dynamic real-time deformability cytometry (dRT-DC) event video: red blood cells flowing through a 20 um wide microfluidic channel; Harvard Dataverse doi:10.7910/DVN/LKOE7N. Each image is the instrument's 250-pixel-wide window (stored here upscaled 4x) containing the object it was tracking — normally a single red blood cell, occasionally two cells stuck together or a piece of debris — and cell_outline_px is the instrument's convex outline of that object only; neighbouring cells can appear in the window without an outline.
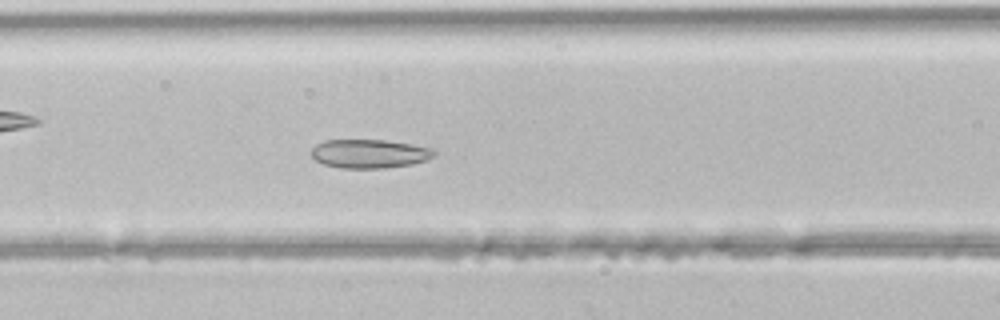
{"species": "common noctule bat (a hibernating species)", "species_latin": "Nyctalus noctula", "temperature_condition": "room temperature", "stored_images_in_passage": 48, "segment_of_instrument_passage": [1, 2], "camera_frame_rate_fps": 3000, "um_per_image_px": 0.085, "animal": {"sex": "male", "body_mass_g": 21.5, "forearm_length_mm": 52.0}, "frame": {"image": 1, "passage_image": 20, "time_ms": 6.333, "image_size_px": [1000, 320], "cell_outline_px": [[436, 152], [432, 156], [424, 160], [412, 164], [384, 168], [340, 168], [324, 164], [316, 160], [312, 156], [312, 148], [316, 144], [324, 140], [384, 140], [412, 144], [432, 148]], "centroid_in_image_um": [31.38, 13.06], "position_along_channel_um": 135.2, "area_um2": 20.46}}
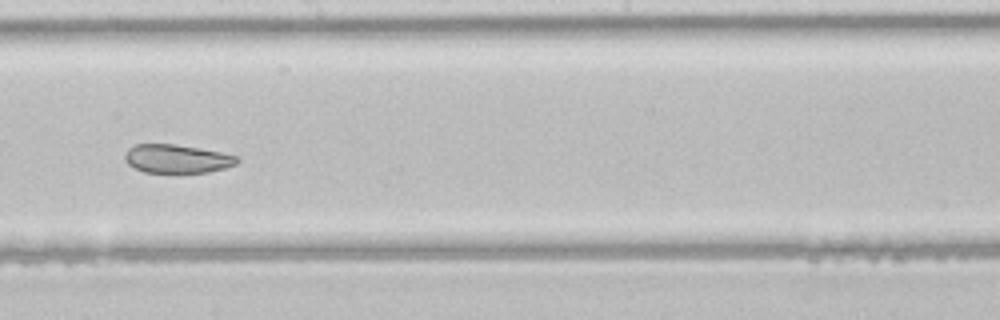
{"frame": {"image": 2, "passage_image": 27, "time_ms": 8.667, "image_size_px": [1000, 320], "cell_outline_px": [[240, 160], [236, 164], [224, 168], [208, 172], [176, 176], [144, 172], [128, 164], [124, 160], [124, 152], [128, 148], [136, 144], [176, 144], [220, 152], [236, 156]], "centroid_in_image_um": [15.0, 13.54], "position_along_channel_um": 233.2, "area_um2": 19.48}}
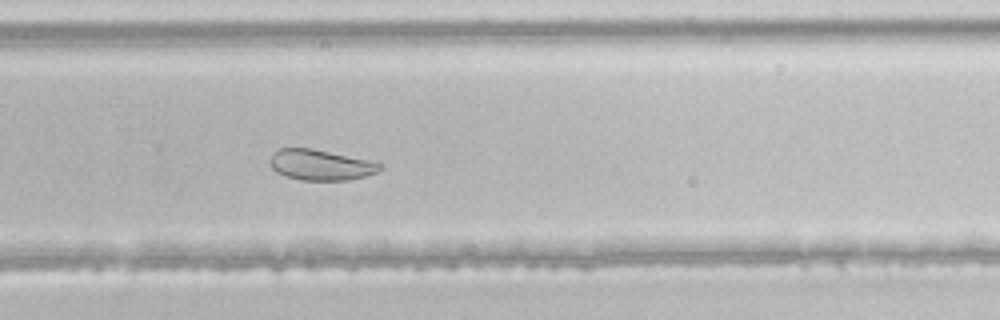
{"frame": {"image": 3, "passage_image": 32, "time_ms": 10.333, "image_size_px": [1000, 320], "cell_outline_px": [[380, 168], [376, 172], [364, 176], [348, 180], [300, 180], [284, 176], [276, 172], [272, 168], [268, 160], [272, 152], [280, 148], [312, 148], [368, 160], [380, 164]], "centroid_in_image_um": [27.15, 14.01], "position_along_channel_um": 302.6, "area_um2": 19.54}}